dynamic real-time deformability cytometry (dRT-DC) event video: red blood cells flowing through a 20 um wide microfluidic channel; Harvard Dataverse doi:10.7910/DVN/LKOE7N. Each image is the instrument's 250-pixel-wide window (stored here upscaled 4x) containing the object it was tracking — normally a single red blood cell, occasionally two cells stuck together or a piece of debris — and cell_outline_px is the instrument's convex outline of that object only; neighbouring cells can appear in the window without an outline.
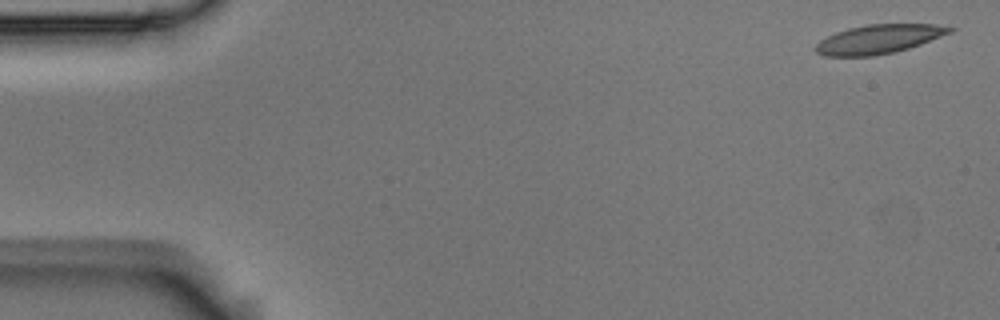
{"species": "Egyptian fruit bat (a non-hibernating species)", "species_latin": "Rousettus aegyptiacus", "temperature_condition": "room temperature", "stored_images_in_passage": 5, "camera_frame_rate_fps": 3000, "um_per_image_px": 0.085, "animal": {"sex": "male"}, "frame": {"image": 1, "passage_image": 1, "time_ms": 0.0, "image_size_px": [1000, 320], "cell_outline_px": [[956, 28], [952, 32], [920, 44], [896, 52], [872, 56], [824, 56], [816, 52], [812, 48], [820, 40], [836, 32], [848, 28], [868, 24], [936, 24]], "centroid_in_image_um": [74.67, 3.33], "position_along_channel_um": 10.3, "area_um2": 22.72}}